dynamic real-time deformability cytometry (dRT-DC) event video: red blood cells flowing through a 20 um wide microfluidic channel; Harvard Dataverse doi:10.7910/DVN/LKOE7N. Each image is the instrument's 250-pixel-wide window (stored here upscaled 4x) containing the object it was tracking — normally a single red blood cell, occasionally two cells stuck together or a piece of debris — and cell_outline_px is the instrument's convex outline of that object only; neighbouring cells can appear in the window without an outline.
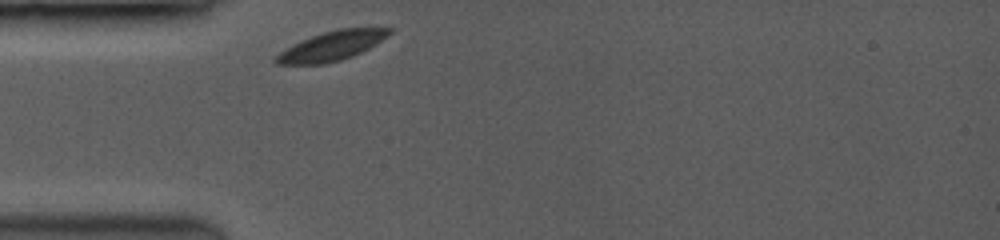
{"species": "common noctule bat (a hibernating species)", "species_latin": "Nyctalus noctula", "temperature_condition": "room temperature", "stored_images_in_passage": 22, "camera_frame_rate_fps": 3500, "um_per_image_px": 0.085, "animal": {"sex": "female", "body_mass_g": 19.0, "forearm_length_mm": 53.3}, "frame": {"image": 1, "passage_image": 1, "time_ms": 0.0, "image_size_px": [1000, 240], "cell_outline_px": [[392, 32], [388, 36], [376, 44], [352, 56], [340, 60], [324, 64], [276, 64], [272, 60], [272, 56], [312, 36], [324, 32], [340, 28], [392, 28]], "centroid_in_image_um": [28.19, 3.91], "position_along_channel_um": 56.8, "area_um2": 19.07}}
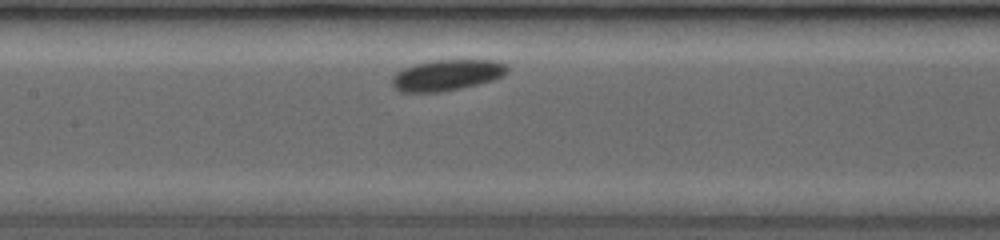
{"frame": {"image": 2, "passage_image": 17, "time_ms": 3.143, "image_size_px": [1000, 240], "cell_outline_px": [[508, 72], [492, 80], [476, 84], [436, 92], [400, 92], [392, 84], [392, 76], [396, 72], [412, 64], [432, 60], [500, 60], [508, 64]], "centroid_in_image_um": [37.98, 6.36], "position_along_channel_um": 169.4, "area_um2": 20.69}}